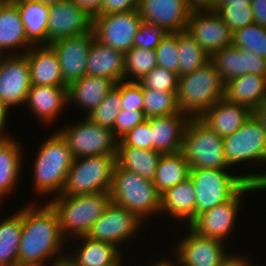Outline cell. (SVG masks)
I'll use <instances>...</instances> for the list:
<instances>
[{"label": "cell", "instance_id": "7bdbcfd3", "mask_svg": "<svg viewBox=\"0 0 266 266\" xmlns=\"http://www.w3.org/2000/svg\"><path fill=\"white\" fill-rule=\"evenodd\" d=\"M143 89L177 91L179 75L163 67L156 66L139 81Z\"/></svg>", "mask_w": 266, "mask_h": 266}, {"label": "cell", "instance_id": "b9f144b4", "mask_svg": "<svg viewBox=\"0 0 266 266\" xmlns=\"http://www.w3.org/2000/svg\"><path fill=\"white\" fill-rule=\"evenodd\" d=\"M216 13L232 32L255 23L250 4L223 5L216 10Z\"/></svg>", "mask_w": 266, "mask_h": 266}, {"label": "cell", "instance_id": "52a82bcc", "mask_svg": "<svg viewBox=\"0 0 266 266\" xmlns=\"http://www.w3.org/2000/svg\"><path fill=\"white\" fill-rule=\"evenodd\" d=\"M116 155H95L73 159L61 195L109 192Z\"/></svg>", "mask_w": 266, "mask_h": 266}, {"label": "cell", "instance_id": "603a6c76", "mask_svg": "<svg viewBox=\"0 0 266 266\" xmlns=\"http://www.w3.org/2000/svg\"><path fill=\"white\" fill-rule=\"evenodd\" d=\"M251 115L252 111L246 106L231 103L222 98L205 111L199 119L224 138L237 131Z\"/></svg>", "mask_w": 266, "mask_h": 266}, {"label": "cell", "instance_id": "8fae6325", "mask_svg": "<svg viewBox=\"0 0 266 266\" xmlns=\"http://www.w3.org/2000/svg\"><path fill=\"white\" fill-rule=\"evenodd\" d=\"M223 151L228 166L251 161L266 163V136L262 124L251 115L233 134L223 138Z\"/></svg>", "mask_w": 266, "mask_h": 266}, {"label": "cell", "instance_id": "277c9868", "mask_svg": "<svg viewBox=\"0 0 266 266\" xmlns=\"http://www.w3.org/2000/svg\"><path fill=\"white\" fill-rule=\"evenodd\" d=\"M56 211L62 236H86L111 203L110 192L58 195L48 202Z\"/></svg>", "mask_w": 266, "mask_h": 266}, {"label": "cell", "instance_id": "f546056e", "mask_svg": "<svg viewBox=\"0 0 266 266\" xmlns=\"http://www.w3.org/2000/svg\"><path fill=\"white\" fill-rule=\"evenodd\" d=\"M2 132L0 131V202L3 196H8L17 185L23 159L19 143Z\"/></svg>", "mask_w": 266, "mask_h": 266}, {"label": "cell", "instance_id": "6da1fadb", "mask_svg": "<svg viewBox=\"0 0 266 266\" xmlns=\"http://www.w3.org/2000/svg\"><path fill=\"white\" fill-rule=\"evenodd\" d=\"M46 205V206H45ZM44 207L28 205L22 208V237L18 264H42L61 253L63 240L56 211L47 203Z\"/></svg>", "mask_w": 266, "mask_h": 266}, {"label": "cell", "instance_id": "ab89813d", "mask_svg": "<svg viewBox=\"0 0 266 266\" xmlns=\"http://www.w3.org/2000/svg\"><path fill=\"white\" fill-rule=\"evenodd\" d=\"M120 82L108 92L105 99L86 117L93 123L112 130L121 111Z\"/></svg>", "mask_w": 266, "mask_h": 266}, {"label": "cell", "instance_id": "44dd1931", "mask_svg": "<svg viewBox=\"0 0 266 266\" xmlns=\"http://www.w3.org/2000/svg\"><path fill=\"white\" fill-rule=\"evenodd\" d=\"M189 120L190 117L184 113L148 118L152 131V149L163 154L180 152Z\"/></svg>", "mask_w": 266, "mask_h": 266}, {"label": "cell", "instance_id": "3957f363", "mask_svg": "<svg viewBox=\"0 0 266 266\" xmlns=\"http://www.w3.org/2000/svg\"><path fill=\"white\" fill-rule=\"evenodd\" d=\"M225 82L208 61L194 72L179 77L177 99L182 113L199 118L217 101L224 98Z\"/></svg>", "mask_w": 266, "mask_h": 266}, {"label": "cell", "instance_id": "d4e9b609", "mask_svg": "<svg viewBox=\"0 0 266 266\" xmlns=\"http://www.w3.org/2000/svg\"><path fill=\"white\" fill-rule=\"evenodd\" d=\"M25 104L43 123L54 122L69 105L67 87L31 85Z\"/></svg>", "mask_w": 266, "mask_h": 266}, {"label": "cell", "instance_id": "83f0119b", "mask_svg": "<svg viewBox=\"0 0 266 266\" xmlns=\"http://www.w3.org/2000/svg\"><path fill=\"white\" fill-rule=\"evenodd\" d=\"M76 239H81L83 243L74 255L68 257L75 266H114L122 260L120 247L116 245L96 241L88 236Z\"/></svg>", "mask_w": 266, "mask_h": 266}, {"label": "cell", "instance_id": "5b68a950", "mask_svg": "<svg viewBox=\"0 0 266 266\" xmlns=\"http://www.w3.org/2000/svg\"><path fill=\"white\" fill-rule=\"evenodd\" d=\"M35 159L34 192L42 196L56 192L61 195L74 159L66 140L55 131L43 141Z\"/></svg>", "mask_w": 266, "mask_h": 266}, {"label": "cell", "instance_id": "6f0895ef", "mask_svg": "<svg viewBox=\"0 0 266 266\" xmlns=\"http://www.w3.org/2000/svg\"><path fill=\"white\" fill-rule=\"evenodd\" d=\"M55 266H75L70 259H68V256L66 254V257L59 261H55Z\"/></svg>", "mask_w": 266, "mask_h": 266}, {"label": "cell", "instance_id": "74e56055", "mask_svg": "<svg viewBox=\"0 0 266 266\" xmlns=\"http://www.w3.org/2000/svg\"><path fill=\"white\" fill-rule=\"evenodd\" d=\"M143 100L146 118L182 113L178 106L177 91L143 89Z\"/></svg>", "mask_w": 266, "mask_h": 266}, {"label": "cell", "instance_id": "680465c9", "mask_svg": "<svg viewBox=\"0 0 266 266\" xmlns=\"http://www.w3.org/2000/svg\"><path fill=\"white\" fill-rule=\"evenodd\" d=\"M152 266H178V262L175 264V261L172 262V259L171 260H163V261H160V262H156L154 263V265Z\"/></svg>", "mask_w": 266, "mask_h": 266}, {"label": "cell", "instance_id": "5bb4252c", "mask_svg": "<svg viewBox=\"0 0 266 266\" xmlns=\"http://www.w3.org/2000/svg\"><path fill=\"white\" fill-rule=\"evenodd\" d=\"M30 87V67L25 54L6 55L0 67V99L4 108L8 111L16 105H25Z\"/></svg>", "mask_w": 266, "mask_h": 266}, {"label": "cell", "instance_id": "f907efd6", "mask_svg": "<svg viewBox=\"0 0 266 266\" xmlns=\"http://www.w3.org/2000/svg\"><path fill=\"white\" fill-rule=\"evenodd\" d=\"M79 7L83 8L90 16L97 15L103 4V0H73Z\"/></svg>", "mask_w": 266, "mask_h": 266}, {"label": "cell", "instance_id": "f6af8a7d", "mask_svg": "<svg viewBox=\"0 0 266 266\" xmlns=\"http://www.w3.org/2000/svg\"><path fill=\"white\" fill-rule=\"evenodd\" d=\"M161 26L143 22L134 38V47L144 50H155L161 39L167 34Z\"/></svg>", "mask_w": 266, "mask_h": 266}, {"label": "cell", "instance_id": "94428289", "mask_svg": "<svg viewBox=\"0 0 266 266\" xmlns=\"http://www.w3.org/2000/svg\"><path fill=\"white\" fill-rule=\"evenodd\" d=\"M34 1H40L44 4H48V5H52V4H56L65 0H34Z\"/></svg>", "mask_w": 266, "mask_h": 266}, {"label": "cell", "instance_id": "cb8c5ba5", "mask_svg": "<svg viewBox=\"0 0 266 266\" xmlns=\"http://www.w3.org/2000/svg\"><path fill=\"white\" fill-rule=\"evenodd\" d=\"M124 53L94 39L87 56L86 75L123 81Z\"/></svg>", "mask_w": 266, "mask_h": 266}, {"label": "cell", "instance_id": "e0dca14e", "mask_svg": "<svg viewBox=\"0 0 266 266\" xmlns=\"http://www.w3.org/2000/svg\"><path fill=\"white\" fill-rule=\"evenodd\" d=\"M92 16L73 0L50 5L47 24V45L59 39L90 32Z\"/></svg>", "mask_w": 266, "mask_h": 266}, {"label": "cell", "instance_id": "9f6ffc18", "mask_svg": "<svg viewBox=\"0 0 266 266\" xmlns=\"http://www.w3.org/2000/svg\"><path fill=\"white\" fill-rule=\"evenodd\" d=\"M7 113L8 111L4 108L1 99H0V131H3V127L6 124V120H7Z\"/></svg>", "mask_w": 266, "mask_h": 266}, {"label": "cell", "instance_id": "e575fe53", "mask_svg": "<svg viewBox=\"0 0 266 266\" xmlns=\"http://www.w3.org/2000/svg\"><path fill=\"white\" fill-rule=\"evenodd\" d=\"M22 237V208L0 222V266H16Z\"/></svg>", "mask_w": 266, "mask_h": 266}, {"label": "cell", "instance_id": "30bf717a", "mask_svg": "<svg viewBox=\"0 0 266 266\" xmlns=\"http://www.w3.org/2000/svg\"><path fill=\"white\" fill-rule=\"evenodd\" d=\"M141 23L138 9L97 14L92 17V30L98 42L125 54L134 47V38Z\"/></svg>", "mask_w": 266, "mask_h": 266}, {"label": "cell", "instance_id": "2e32d148", "mask_svg": "<svg viewBox=\"0 0 266 266\" xmlns=\"http://www.w3.org/2000/svg\"><path fill=\"white\" fill-rule=\"evenodd\" d=\"M224 242L216 238L204 237L189 227V233L176 247V257L180 266H223L231 257L225 252Z\"/></svg>", "mask_w": 266, "mask_h": 266}, {"label": "cell", "instance_id": "7c38bea8", "mask_svg": "<svg viewBox=\"0 0 266 266\" xmlns=\"http://www.w3.org/2000/svg\"><path fill=\"white\" fill-rule=\"evenodd\" d=\"M263 189L260 185L247 182L230 200L204 213L199 214L189 227L204 237L216 238L225 241L234 228L239 206L242 203L241 195L245 192ZM243 193V194H242Z\"/></svg>", "mask_w": 266, "mask_h": 266}, {"label": "cell", "instance_id": "7dc6e473", "mask_svg": "<svg viewBox=\"0 0 266 266\" xmlns=\"http://www.w3.org/2000/svg\"><path fill=\"white\" fill-rule=\"evenodd\" d=\"M147 118L143 110H122L119 112L112 132L114 137L119 140L127 132L135 128L138 124L145 121Z\"/></svg>", "mask_w": 266, "mask_h": 266}, {"label": "cell", "instance_id": "ee69618b", "mask_svg": "<svg viewBox=\"0 0 266 266\" xmlns=\"http://www.w3.org/2000/svg\"><path fill=\"white\" fill-rule=\"evenodd\" d=\"M117 147L152 149V131L148 118L121 137Z\"/></svg>", "mask_w": 266, "mask_h": 266}, {"label": "cell", "instance_id": "484cf974", "mask_svg": "<svg viewBox=\"0 0 266 266\" xmlns=\"http://www.w3.org/2000/svg\"><path fill=\"white\" fill-rule=\"evenodd\" d=\"M224 98L253 111L266 100V76L248 73L227 81Z\"/></svg>", "mask_w": 266, "mask_h": 266}, {"label": "cell", "instance_id": "836d02e7", "mask_svg": "<svg viewBox=\"0 0 266 266\" xmlns=\"http://www.w3.org/2000/svg\"><path fill=\"white\" fill-rule=\"evenodd\" d=\"M189 174L190 167L181 151L162 154L153 183L158 192L162 194L167 189L185 181L189 178Z\"/></svg>", "mask_w": 266, "mask_h": 266}, {"label": "cell", "instance_id": "6125c7cd", "mask_svg": "<svg viewBox=\"0 0 266 266\" xmlns=\"http://www.w3.org/2000/svg\"><path fill=\"white\" fill-rule=\"evenodd\" d=\"M10 0H0V11L4 8V6L9 2Z\"/></svg>", "mask_w": 266, "mask_h": 266}, {"label": "cell", "instance_id": "be15d7a7", "mask_svg": "<svg viewBox=\"0 0 266 266\" xmlns=\"http://www.w3.org/2000/svg\"><path fill=\"white\" fill-rule=\"evenodd\" d=\"M3 51L0 49V67L5 57H3ZM2 56V57H1Z\"/></svg>", "mask_w": 266, "mask_h": 266}, {"label": "cell", "instance_id": "c3c4849f", "mask_svg": "<svg viewBox=\"0 0 266 266\" xmlns=\"http://www.w3.org/2000/svg\"><path fill=\"white\" fill-rule=\"evenodd\" d=\"M139 0H103L98 14L127 12L138 9Z\"/></svg>", "mask_w": 266, "mask_h": 266}, {"label": "cell", "instance_id": "7a4b0ae2", "mask_svg": "<svg viewBox=\"0 0 266 266\" xmlns=\"http://www.w3.org/2000/svg\"><path fill=\"white\" fill-rule=\"evenodd\" d=\"M227 169H190L189 178L192 180L196 201L194 219L230 200L247 182L266 188V172L245 176L230 175Z\"/></svg>", "mask_w": 266, "mask_h": 266}, {"label": "cell", "instance_id": "11a10c76", "mask_svg": "<svg viewBox=\"0 0 266 266\" xmlns=\"http://www.w3.org/2000/svg\"><path fill=\"white\" fill-rule=\"evenodd\" d=\"M251 0H216V6L212 9L216 11L223 5H238V4H250Z\"/></svg>", "mask_w": 266, "mask_h": 266}, {"label": "cell", "instance_id": "f1b7e54d", "mask_svg": "<svg viewBox=\"0 0 266 266\" xmlns=\"http://www.w3.org/2000/svg\"><path fill=\"white\" fill-rule=\"evenodd\" d=\"M19 9L27 39L33 45H47L50 5L34 0H11Z\"/></svg>", "mask_w": 266, "mask_h": 266}, {"label": "cell", "instance_id": "ba28073f", "mask_svg": "<svg viewBox=\"0 0 266 266\" xmlns=\"http://www.w3.org/2000/svg\"><path fill=\"white\" fill-rule=\"evenodd\" d=\"M190 169H228L223 138L199 118H190L184 133L182 150Z\"/></svg>", "mask_w": 266, "mask_h": 266}, {"label": "cell", "instance_id": "d6986e66", "mask_svg": "<svg viewBox=\"0 0 266 266\" xmlns=\"http://www.w3.org/2000/svg\"><path fill=\"white\" fill-rule=\"evenodd\" d=\"M143 22L161 26L166 32L186 30L192 9L186 0H139Z\"/></svg>", "mask_w": 266, "mask_h": 266}, {"label": "cell", "instance_id": "e7e4bbea", "mask_svg": "<svg viewBox=\"0 0 266 266\" xmlns=\"http://www.w3.org/2000/svg\"><path fill=\"white\" fill-rule=\"evenodd\" d=\"M122 260L118 263V264H116V265H114V266H122Z\"/></svg>", "mask_w": 266, "mask_h": 266}, {"label": "cell", "instance_id": "7402d4cb", "mask_svg": "<svg viewBox=\"0 0 266 266\" xmlns=\"http://www.w3.org/2000/svg\"><path fill=\"white\" fill-rule=\"evenodd\" d=\"M24 54L30 67L31 85L68 87L61 76L58 56L50 45H34Z\"/></svg>", "mask_w": 266, "mask_h": 266}, {"label": "cell", "instance_id": "f5cc1de1", "mask_svg": "<svg viewBox=\"0 0 266 266\" xmlns=\"http://www.w3.org/2000/svg\"><path fill=\"white\" fill-rule=\"evenodd\" d=\"M252 115L262 124L266 136V100L252 111Z\"/></svg>", "mask_w": 266, "mask_h": 266}, {"label": "cell", "instance_id": "ffe728a7", "mask_svg": "<svg viewBox=\"0 0 266 266\" xmlns=\"http://www.w3.org/2000/svg\"><path fill=\"white\" fill-rule=\"evenodd\" d=\"M210 62L225 83L248 73L266 76V59L232 45L211 54Z\"/></svg>", "mask_w": 266, "mask_h": 266}, {"label": "cell", "instance_id": "4fadbf2b", "mask_svg": "<svg viewBox=\"0 0 266 266\" xmlns=\"http://www.w3.org/2000/svg\"><path fill=\"white\" fill-rule=\"evenodd\" d=\"M143 221L133 212L111 202L86 236L116 246L133 238Z\"/></svg>", "mask_w": 266, "mask_h": 266}, {"label": "cell", "instance_id": "d590c367", "mask_svg": "<svg viewBox=\"0 0 266 266\" xmlns=\"http://www.w3.org/2000/svg\"><path fill=\"white\" fill-rule=\"evenodd\" d=\"M178 54L179 77L194 72L210 61V56L186 30L178 32Z\"/></svg>", "mask_w": 266, "mask_h": 266}, {"label": "cell", "instance_id": "db71d44e", "mask_svg": "<svg viewBox=\"0 0 266 266\" xmlns=\"http://www.w3.org/2000/svg\"><path fill=\"white\" fill-rule=\"evenodd\" d=\"M243 256L240 255H231L227 262L223 266H254L248 262Z\"/></svg>", "mask_w": 266, "mask_h": 266}, {"label": "cell", "instance_id": "9c48e42d", "mask_svg": "<svg viewBox=\"0 0 266 266\" xmlns=\"http://www.w3.org/2000/svg\"><path fill=\"white\" fill-rule=\"evenodd\" d=\"M60 128L73 158L117 155V142L111 129L91 122L87 117L75 125Z\"/></svg>", "mask_w": 266, "mask_h": 266}, {"label": "cell", "instance_id": "60d3db41", "mask_svg": "<svg viewBox=\"0 0 266 266\" xmlns=\"http://www.w3.org/2000/svg\"><path fill=\"white\" fill-rule=\"evenodd\" d=\"M157 66L178 74V32H168L155 49Z\"/></svg>", "mask_w": 266, "mask_h": 266}, {"label": "cell", "instance_id": "681fc988", "mask_svg": "<svg viewBox=\"0 0 266 266\" xmlns=\"http://www.w3.org/2000/svg\"><path fill=\"white\" fill-rule=\"evenodd\" d=\"M250 6L255 23L266 27V0H251Z\"/></svg>", "mask_w": 266, "mask_h": 266}, {"label": "cell", "instance_id": "8d00e7d4", "mask_svg": "<svg viewBox=\"0 0 266 266\" xmlns=\"http://www.w3.org/2000/svg\"><path fill=\"white\" fill-rule=\"evenodd\" d=\"M124 59L123 81L134 82L135 80V82H139L148 72L157 66L155 50L133 47L124 54ZM126 78H130V80ZM131 78L133 79L131 80Z\"/></svg>", "mask_w": 266, "mask_h": 266}, {"label": "cell", "instance_id": "f35d334b", "mask_svg": "<svg viewBox=\"0 0 266 266\" xmlns=\"http://www.w3.org/2000/svg\"><path fill=\"white\" fill-rule=\"evenodd\" d=\"M232 46L253 52L266 59V27L253 23L234 31Z\"/></svg>", "mask_w": 266, "mask_h": 266}, {"label": "cell", "instance_id": "91938a15", "mask_svg": "<svg viewBox=\"0 0 266 266\" xmlns=\"http://www.w3.org/2000/svg\"><path fill=\"white\" fill-rule=\"evenodd\" d=\"M58 257L59 258H57V259H53L54 262H53V264L51 263L50 266H55V261H59V260L63 259L65 257V255L62 257L59 255ZM16 266H44V263H42V264H17Z\"/></svg>", "mask_w": 266, "mask_h": 266}, {"label": "cell", "instance_id": "9a60e30c", "mask_svg": "<svg viewBox=\"0 0 266 266\" xmlns=\"http://www.w3.org/2000/svg\"><path fill=\"white\" fill-rule=\"evenodd\" d=\"M186 31L209 56L232 45V30L212 9L192 10Z\"/></svg>", "mask_w": 266, "mask_h": 266}, {"label": "cell", "instance_id": "bcb514c9", "mask_svg": "<svg viewBox=\"0 0 266 266\" xmlns=\"http://www.w3.org/2000/svg\"><path fill=\"white\" fill-rule=\"evenodd\" d=\"M122 110H143V87L139 82L120 81Z\"/></svg>", "mask_w": 266, "mask_h": 266}, {"label": "cell", "instance_id": "8992f818", "mask_svg": "<svg viewBox=\"0 0 266 266\" xmlns=\"http://www.w3.org/2000/svg\"><path fill=\"white\" fill-rule=\"evenodd\" d=\"M109 192L111 202L133 212L141 220H144L146 216L148 219L150 215H161V194L153 181L146 180L133 171L123 169L117 163Z\"/></svg>", "mask_w": 266, "mask_h": 266}, {"label": "cell", "instance_id": "ac0fdd59", "mask_svg": "<svg viewBox=\"0 0 266 266\" xmlns=\"http://www.w3.org/2000/svg\"><path fill=\"white\" fill-rule=\"evenodd\" d=\"M94 39L91 30L49 44L58 56L61 76L67 86L86 75L87 56Z\"/></svg>", "mask_w": 266, "mask_h": 266}, {"label": "cell", "instance_id": "1f68e13d", "mask_svg": "<svg viewBox=\"0 0 266 266\" xmlns=\"http://www.w3.org/2000/svg\"><path fill=\"white\" fill-rule=\"evenodd\" d=\"M32 48L33 44L27 39L24 24L21 21L19 9L10 0L0 11V49L16 50V48Z\"/></svg>", "mask_w": 266, "mask_h": 266}, {"label": "cell", "instance_id": "4dcf8cb0", "mask_svg": "<svg viewBox=\"0 0 266 266\" xmlns=\"http://www.w3.org/2000/svg\"><path fill=\"white\" fill-rule=\"evenodd\" d=\"M195 201L196 195L192 180L187 178L161 194L160 211L163 214L167 212L171 217H177L181 221L185 219L189 225L194 220Z\"/></svg>", "mask_w": 266, "mask_h": 266}, {"label": "cell", "instance_id": "4316f807", "mask_svg": "<svg viewBox=\"0 0 266 266\" xmlns=\"http://www.w3.org/2000/svg\"><path fill=\"white\" fill-rule=\"evenodd\" d=\"M115 86L109 79L98 76L85 75L67 87L68 103L87 109L90 114L104 99L108 92Z\"/></svg>", "mask_w": 266, "mask_h": 266}, {"label": "cell", "instance_id": "d6a6232c", "mask_svg": "<svg viewBox=\"0 0 266 266\" xmlns=\"http://www.w3.org/2000/svg\"><path fill=\"white\" fill-rule=\"evenodd\" d=\"M163 153L153 149L117 147L116 163L123 169L153 181L156 168Z\"/></svg>", "mask_w": 266, "mask_h": 266}, {"label": "cell", "instance_id": "816d5d0a", "mask_svg": "<svg viewBox=\"0 0 266 266\" xmlns=\"http://www.w3.org/2000/svg\"><path fill=\"white\" fill-rule=\"evenodd\" d=\"M192 10H209L216 6V0H186Z\"/></svg>", "mask_w": 266, "mask_h": 266}]
</instances>
